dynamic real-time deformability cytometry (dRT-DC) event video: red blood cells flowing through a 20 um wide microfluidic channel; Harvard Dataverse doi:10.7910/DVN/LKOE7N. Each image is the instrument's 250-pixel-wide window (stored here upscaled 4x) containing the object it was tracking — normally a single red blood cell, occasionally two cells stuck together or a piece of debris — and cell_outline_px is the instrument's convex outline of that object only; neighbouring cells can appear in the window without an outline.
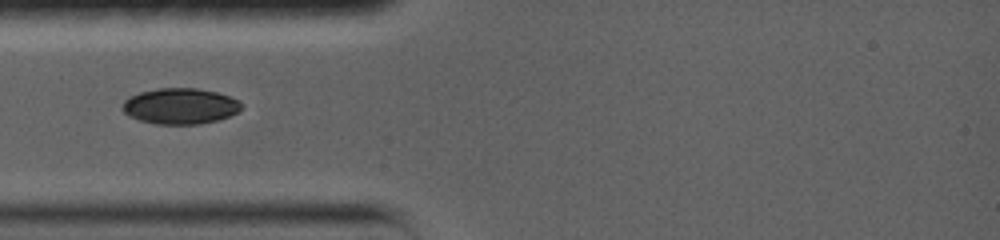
{"species": "common noctule bat (a hibernating species)", "species_latin": "Nyctalus noctula", "temperature_condition": "warm", "stored_images_in_passage": 21, "camera_frame_rate_fps": 5000, "um_per_image_px": 0.085, "animal": {"sex": "female", "body_mass_g": 19.0, "forearm_length_mm": 56.7}, "frame": {"image": 1, "passage_image": 1, "time_ms": 0.0, "image_size_px": [1000, 240], "cell_outline_px": [[240, 108], [236, 112], [228, 116], [216, 120], [200, 124], [156, 124], [140, 120], [124, 112], [124, 100], [140, 92], [160, 88], [196, 88], [216, 92], [228, 96], [236, 100], [240, 104]], "centroid_in_image_um": [15.31, 9.02], "position_along_channel_um": 69.7, "area_um2": 24.28}}
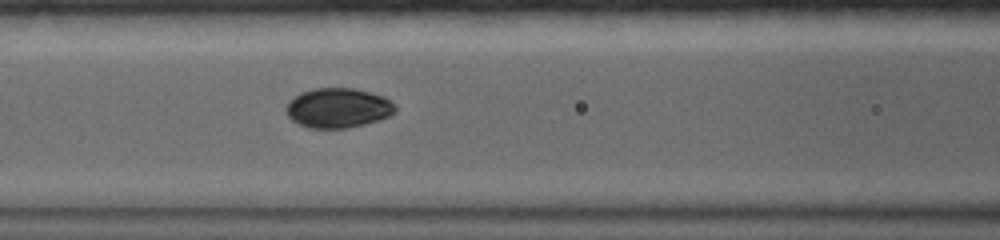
{"frame": {"image": 2, "passage_image": 13, "time_ms": 1.8, "image_size_px": [1000, 240], "cell_outline_px": [[396, 112], [388, 116], [364, 124], [348, 128], [308, 128], [292, 120], [288, 116], [288, 100], [292, 96], [300, 92], [312, 88], [352, 88], [384, 96], [392, 100], [396, 108]], "centroid_in_image_um": [28.73, 9.16], "position_along_channel_um": 137.9, "area_um2": 25.26}}
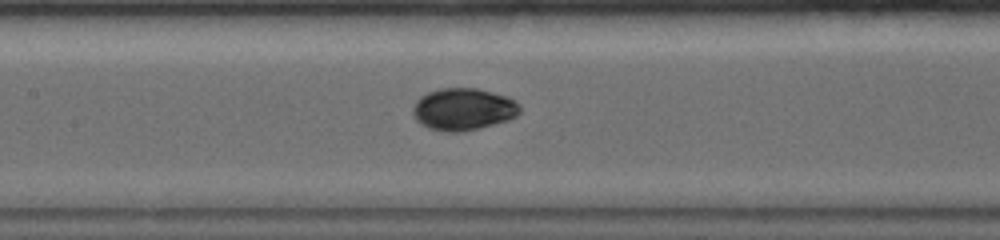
{"frame": {"image": 3, "passage_image": 17, "time_ms": 2.6, "image_size_px": [1000, 240], "cell_outline_px": [[520, 112], [516, 116], [508, 120], [460, 132], [448, 132], [428, 128], [416, 120], [412, 112], [412, 108], [416, 100], [420, 96], [428, 92], [440, 88], [476, 88], [508, 96], [516, 100], [520, 104]], "centroid_in_image_um": [39.38, 9.27], "position_along_channel_um": 168.0, "area_um2": 26.3}}